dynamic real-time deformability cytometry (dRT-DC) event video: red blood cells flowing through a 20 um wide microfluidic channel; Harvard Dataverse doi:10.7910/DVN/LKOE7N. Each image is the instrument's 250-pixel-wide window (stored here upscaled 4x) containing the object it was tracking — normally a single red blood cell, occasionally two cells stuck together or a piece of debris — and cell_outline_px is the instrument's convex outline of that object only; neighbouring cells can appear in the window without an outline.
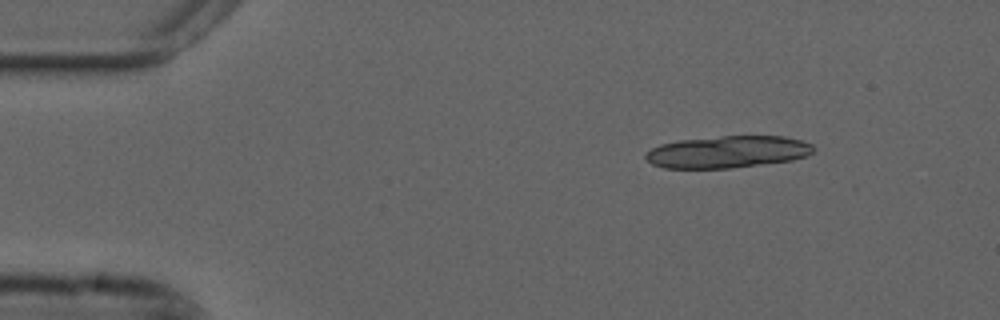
{"species": "common noctule bat (a hibernating species)", "species_latin": "Nyctalus noctula", "temperature_condition": "cold", "stored_images_in_passage": 13, "camera_frame_rate_fps": 3000, "um_per_image_px": 0.085, "animal": {"sex": "male", "forearm_length_mm": 52.5}, "frame": {"image": 1, "passage_image": 2, "time_ms": 0.333, "image_size_px": [1000, 320], "cell_outline_px": [[816, 148], [808, 156], [792, 160], [728, 168], [664, 168], [652, 164], [644, 156], [652, 148], [660, 144], [680, 140], [720, 136], [784, 136], [800, 140], [812, 144]], "centroid_in_image_um": [61.87, 12.9], "position_along_channel_um": 23.1, "area_um2": 31.21}}